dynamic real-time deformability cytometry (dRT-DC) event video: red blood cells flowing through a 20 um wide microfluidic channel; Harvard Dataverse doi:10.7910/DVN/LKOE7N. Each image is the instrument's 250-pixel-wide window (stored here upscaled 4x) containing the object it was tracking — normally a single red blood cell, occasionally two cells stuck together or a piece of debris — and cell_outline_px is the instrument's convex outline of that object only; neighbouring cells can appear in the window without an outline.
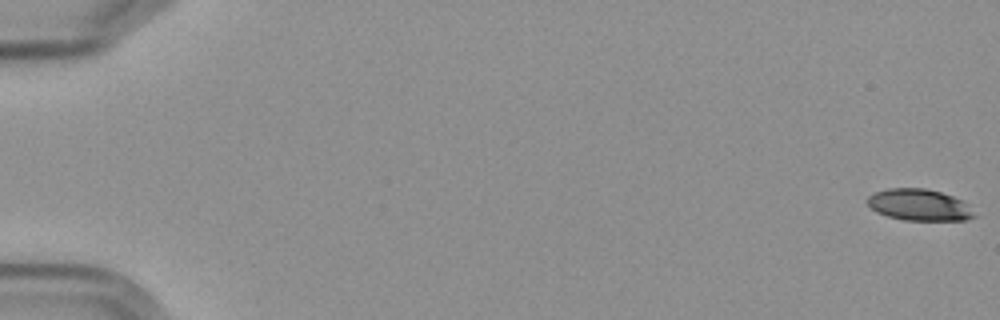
{"species": "Egyptian fruit bat (a non-hibernating species)", "species_latin": "Rousettus aegyptiacus", "temperature_condition": "cold", "stored_images_in_passage": 16, "camera_frame_rate_fps": 3000, "um_per_image_px": 0.085, "frame": {"image": 1, "passage_image": 1, "time_ms": 0.0, "image_size_px": [1000, 320], "cell_outline_px": [[976, 216], [964, 220], [904, 220], [888, 216], [876, 212], [868, 204], [868, 196], [876, 192], [888, 188], [924, 188], [940, 192], [952, 196], [960, 200]], "centroid_in_image_um": [78.08, 17.41], "position_along_channel_um": 6.9, "area_um2": 19.19}}
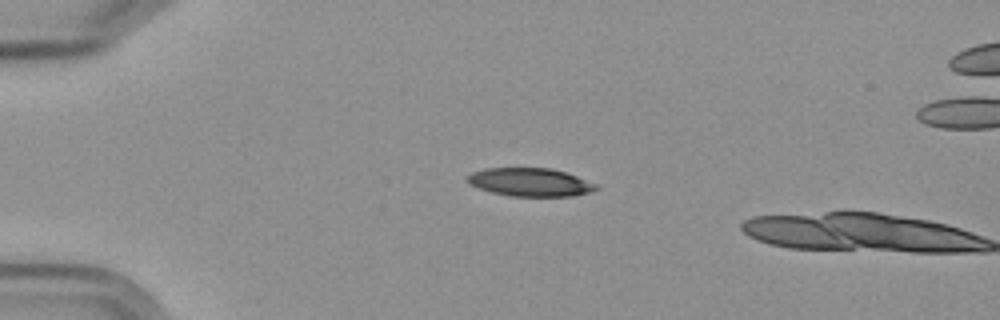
{"frame": {"image": 2, "passage_image": 15, "time_ms": 4.667, "image_size_px": [1000, 320], "cell_outline_px": [[600, 188], [592, 192], [572, 196], [508, 196], [476, 188], [468, 184], [464, 180], [464, 176], [472, 172], [484, 168], [552, 168], [576, 176], [596, 184]], "centroid_in_image_um": [44.99, 15.49], "position_along_channel_um": 40.0, "area_um2": 21.5}}